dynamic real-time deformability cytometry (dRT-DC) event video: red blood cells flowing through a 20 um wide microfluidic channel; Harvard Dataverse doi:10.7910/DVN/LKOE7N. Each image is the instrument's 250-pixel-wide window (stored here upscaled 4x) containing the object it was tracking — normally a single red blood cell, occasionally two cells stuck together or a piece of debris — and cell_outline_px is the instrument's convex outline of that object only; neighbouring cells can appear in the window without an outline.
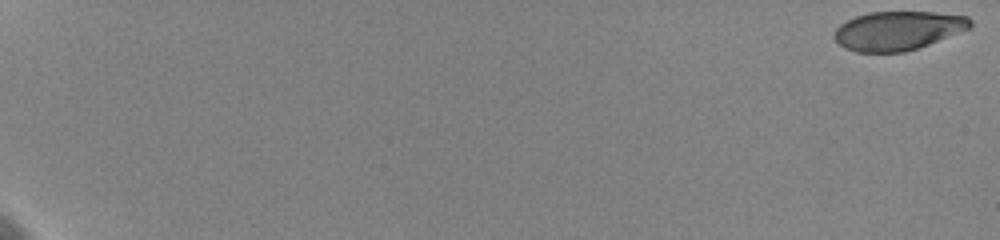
{"species": "human", "species_latin": "Homo sapiens", "temperature_condition": "cold", "stored_images_in_passage": 37, "camera_frame_rate_fps": 3000, "um_per_image_px": 0.085, "donor": {"sex": "female"}, "frame": {"image": 1, "passage_image": 1, "time_ms": 0.0, "image_size_px": [1000, 240], "cell_outline_px": [[972, 28], [928, 44], [904, 52], [856, 52], [844, 48], [832, 36], [836, 28], [840, 24], [856, 16], [868, 12], [932, 12], [968, 16], [972, 20]], "centroid_in_image_um": [76.32, 2.6], "position_along_channel_um": 8.7, "area_um2": 30.87}}
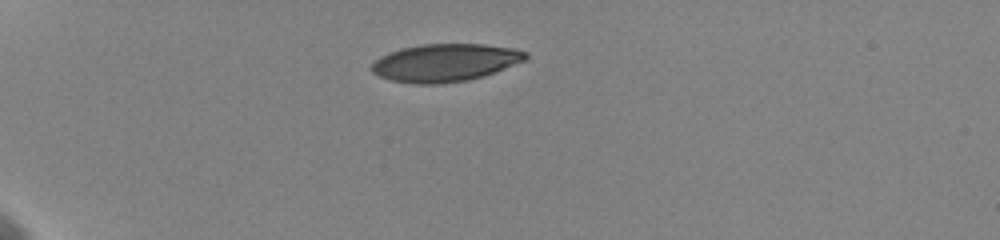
{"frame": {"image": 2, "passage_image": 31, "time_ms": 6.0, "image_size_px": [1000, 240], "cell_outline_px": [[528, 56], [524, 60], [496, 72], [484, 76], [468, 80], [440, 84], [416, 84], [392, 80], [380, 76], [372, 72], [372, 64], [380, 56], [388, 52], [400, 48], [424, 44], [484, 44], [516, 48], [528, 52]], "centroid_in_image_um": [37.86, 5.32], "position_along_channel_um": 47.1, "area_um2": 33.93}}